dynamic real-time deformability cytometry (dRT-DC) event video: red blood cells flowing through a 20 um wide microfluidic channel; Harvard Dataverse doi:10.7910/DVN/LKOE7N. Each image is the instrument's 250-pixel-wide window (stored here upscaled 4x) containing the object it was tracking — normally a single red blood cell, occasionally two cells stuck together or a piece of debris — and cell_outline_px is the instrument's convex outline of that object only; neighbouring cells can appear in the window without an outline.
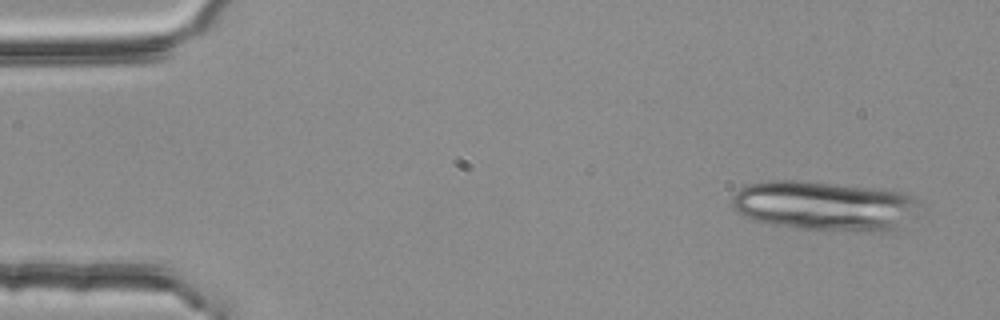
{"species": "common noctule bat (a hibernating species)", "species_latin": "Nyctalus noctula", "temperature_condition": "room temperature", "stored_images_in_passage": 4, "camera_frame_rate_fps": 3000, "um_per_image_px": 0.085, "animal": {"sex": "female", "body_mass_g": 25.1}, "frame": {"image": 1, "passage_image": 1, "time_ms": 0.0, "image_size_px": [1000, 320], "cell_outline_px": [[924, 200], [916, 216], [896, 232], [864, 232], [800, 228], [772, 224], [756, 220], [732, 208], [732, 196], [740, 188], [748, 184], [768, 180], [792, 180], [884, 188], [904, 192], [916, 196]], "centroid_in_image_um": [70.28, 17.5], "position_along_channel_um": 14.7, "area_um2": 55.49}}